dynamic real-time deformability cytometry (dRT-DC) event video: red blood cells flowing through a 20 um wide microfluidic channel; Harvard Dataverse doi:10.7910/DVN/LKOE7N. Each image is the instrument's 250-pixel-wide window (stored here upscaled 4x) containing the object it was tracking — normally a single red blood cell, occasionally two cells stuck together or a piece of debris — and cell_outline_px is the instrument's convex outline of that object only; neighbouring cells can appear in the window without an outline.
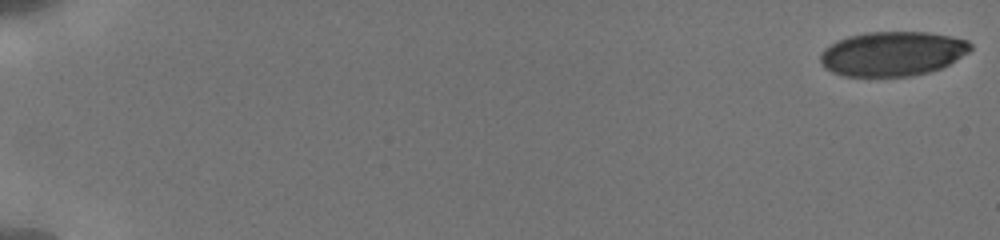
{"species": "human", "species_latin": "Homo sapiens", "temperature_condition": "cold", "stored_images_in_passage": 43, "camera_frame_rate_fps": 3000, "um_per_image_px": 0.085, "donor": {"sex": "male"}, "frame": {"image": 1, "passage_image": 1, "time_ms": 0.0, "image_size_px": [1000, 240], "cell_outline_px": [[972, 48], [968, 52], [948, 64], [940, 68], [928, 72], [912, 76], [844, 76], [832, 72], [824, 68], [820, 64], [820, 52], [824, 48], [836, 40], [848, 36], [864, 32], [928, 32], [968, 40], [972, 44]], "centroid_in_image_um": [75.81, 4.56], "position_along_channel_um": 9.2, "area_um2": 39.07}}
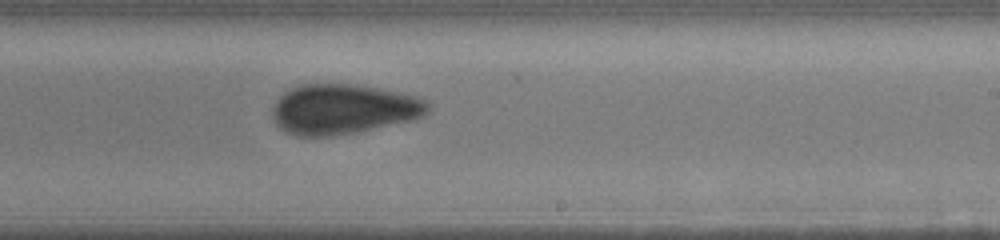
{"frame": {"image": 2, "passage_image": 28, "time_ms": 11.667, "image_size_px": [1000, 240], "cell_outline_px": [[432, 108], [424, 116], [416, 120], [336, 136], [296, 136], [284, 132], [276, 124], [272, 116], [272, 108], [276, 100], [284, 92], [300, 84], [352, 84], [400, 92], [416, 96], [428, 100], [432, 104]], "centroid_in_image_um": [29.22, 9.29], "position_along_channel_um": 259.8, "area_um2": 45.95}}
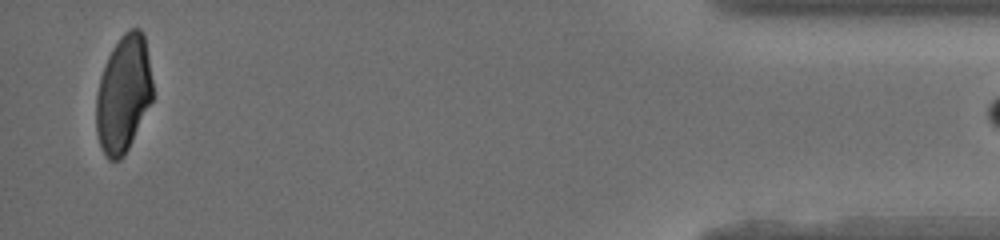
{"frame": {"image": 3, "passage_image": 42, "time_ms": 17.667, "image_size_px": [1000, 240], "cell_outline_px": [[152, 100], [124, 156], [120, 160], [108, 160], [104, 156], [100, 148], [96, 132], [96, 92], [100, 76], [108, 56], [112, 48], [120, 36], [128, 28], [140, 28], [144, 36], [152, 80]], "centroid_in_image_um": [10.46, 8.0], "position_along_channel_um": 424.7, "area_um2": 38.61}}